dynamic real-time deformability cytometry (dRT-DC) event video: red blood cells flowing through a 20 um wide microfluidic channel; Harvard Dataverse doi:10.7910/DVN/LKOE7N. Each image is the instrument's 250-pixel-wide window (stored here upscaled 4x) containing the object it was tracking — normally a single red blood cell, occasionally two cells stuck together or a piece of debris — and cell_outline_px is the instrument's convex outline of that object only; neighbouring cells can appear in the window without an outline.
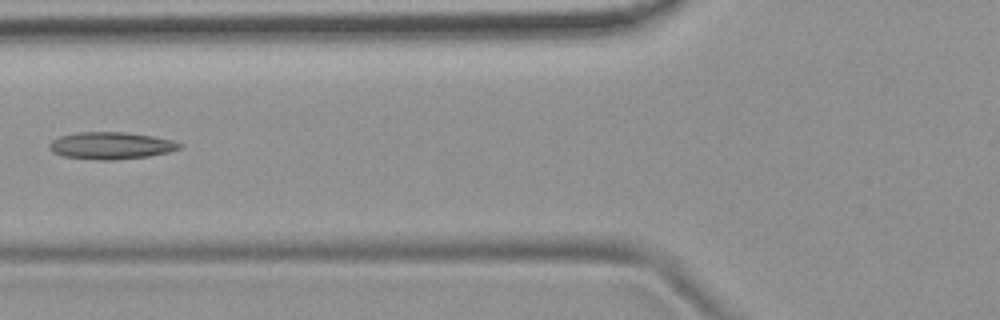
{"species": "common noctule bat (a hibernating species)", "species_latin": "Nyctalus noctula", "temperature_condition": "room temperature", "stored_images_in_passage": 7, "camera_frame_rate_fps": 3000, "um_per_image_px": 0.085, "animal": {"sex": "female", "body_mass_g": 19.9}, "frame": {"image": 1, "passage_image": 6, "time_ms": 1.667, "image_size_px": [1000, 320], "cell_outline_px": [[184, 148], [168, 152], [148, 156], [116, 160], [96, 160], [64, 156], [52, 152], [48, 148], [48, 144], [52, 140], [60, 136], [80, 132], [124, 132], [152, 136], [172, 140], [184, 144]], "centroid_in_image_um": [9.45, 12.38], "position_along_channel_um": 116.4, "area_um2": 20.69}}
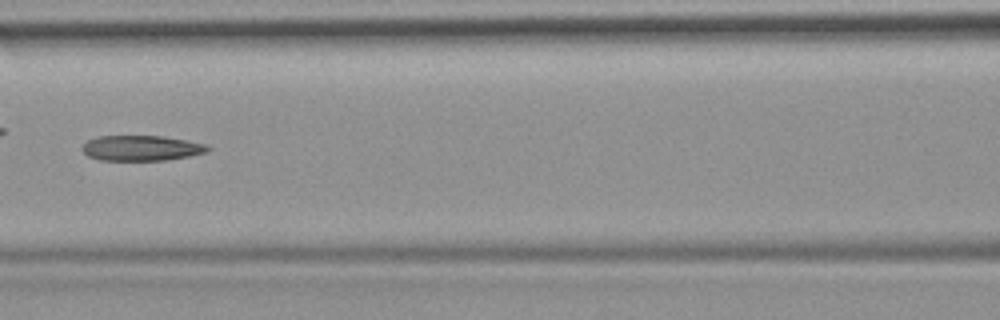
{"frame": {"image": 2, "passage_image": 7, "time_ms": 2.0, "image_size_px": [1000, 320], "cell_outline_px": [[212, 148], [208, 152], [168, 160], [100, 160], [88, 156], [80, 148], [88, 140], [96, 136], [160, 136], [208, 144]], "centroid_in_image_um": [12.03, 12.59], "position_along_channel_um": 154.6, "area_um2": 18.55}}